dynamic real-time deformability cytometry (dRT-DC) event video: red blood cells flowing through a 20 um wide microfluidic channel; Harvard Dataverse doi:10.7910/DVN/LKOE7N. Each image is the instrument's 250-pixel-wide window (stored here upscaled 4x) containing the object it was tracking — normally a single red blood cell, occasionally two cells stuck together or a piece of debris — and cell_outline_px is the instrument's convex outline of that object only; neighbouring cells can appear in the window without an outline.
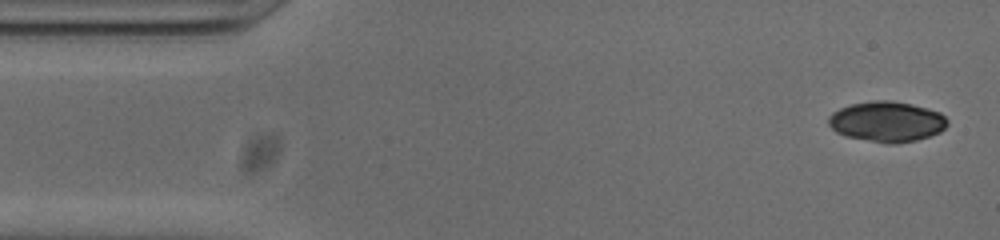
{"species": "common noctule bat (a hibernating species)", "species_latin": "Nyctalus noctula", "temperature_condition": "cold", "stored_images_in_passage": 52, "camera_frame_rate_fps": 3000, "um_per_image_px": 0.085, "animal": {"sex": "male", "body_mass_g": 20.0, "forearm_length_mm": 53.3}, "frame": {"image": 1, "passage_image": 2, "time_ms": 0.333, "image_size_px": [1000, 240], "cell_outline_px": [[948, 124], [940, 132], [916, 140], [896, 144], [888, 144], [844, 136], [836, 132], [828, 124], [828, 116], [832, 112], [840, 108], [852, 104], [872, 100], [892, 100], [912, 104], [928, 108], [940, 112], [948, 120]], "centroid_in_image_um": [75.37, 10.33], "position_along_channel_um": 9.6, "area_um2": 28.21}}
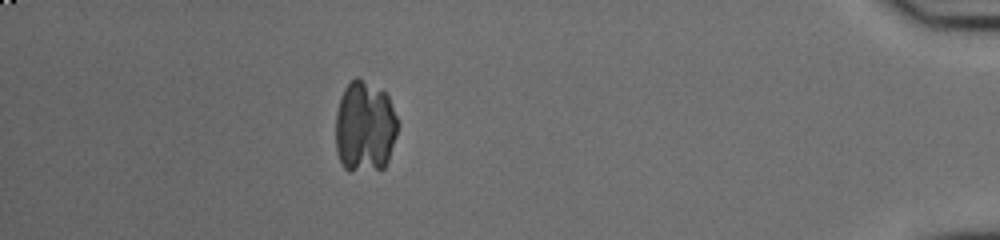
{"frame": {"image": 2, "passage_image": 46, "time_ms": 15.0, "image_size_px": [1000, 240], "cell_outline_px": [[396, 136], [388, 160], [384, 168], [348, 172], [344, 168], [336, 152], [336, 112], [340, 96], [344, 88], [356, 76], [384, 92], [388, 96], [396, 116]], "centroid_in_image_um": [30.98, 10.8], "position_along_channel_um": 404.2, "area_um2": 33.06}}